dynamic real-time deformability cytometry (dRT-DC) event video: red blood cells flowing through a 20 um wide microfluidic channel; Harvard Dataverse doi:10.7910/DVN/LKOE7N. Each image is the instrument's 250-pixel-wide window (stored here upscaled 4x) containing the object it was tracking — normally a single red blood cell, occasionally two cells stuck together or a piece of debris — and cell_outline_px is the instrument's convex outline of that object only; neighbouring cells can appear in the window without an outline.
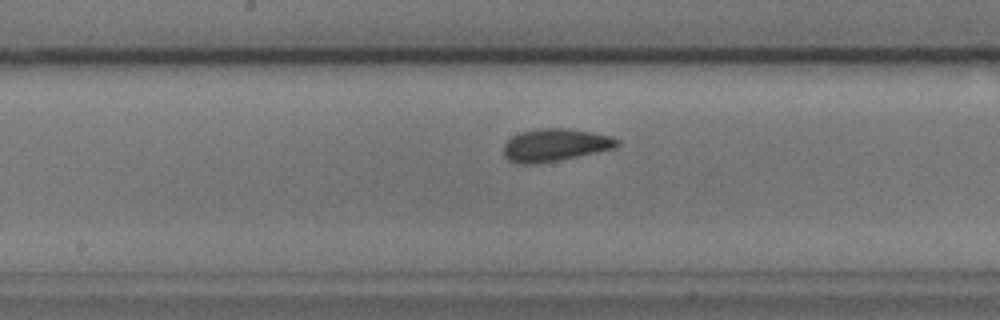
{"species": "common noctule bat (a hibernating species)", "species_latin": "Nyctalus noctula", "temperature_condition": "cold", "stored_images_in_passage": 37, "camera_frame_rate_fps": 3000, "um_per_image_px": 0.085, "animal": {"sex": "male", "body_mass_g": 17.9, "forearm_length_mm": 54.2}, "frame": {"image": 1, "passage_image": 11, "time_ms": 3.333, "image_size_px": [1000, 320], "cell_outline_px": [[620, 144], [616, 148], [556, 160], [532, 164], [520, 164], [508, 160], [504, 156], [504, 144], [512, 136], [520, 132], [540, 128], [564, 128], [592, 132], [608, 136], [620, 140]], "centroid_in_image_um": [47.16, 12.32], "position_along_channel_um": 201.0, "area_um2": 21.33}}
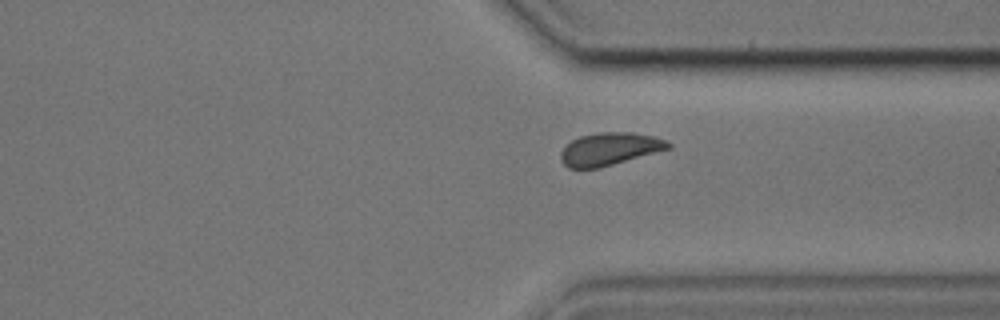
{"frame": {"image": 2, "passage_image": 24, "time_ms": 7.667, "image_size_px": [1000, 320], "cell_outline_px": [[672, 148], [600, 168], [568, 168], [560, 160], [560, 152], [572, 140], [580, 136], [596, 132], [632, 132], [652, 136], [664, 140], [672, 144]], "centroid_in_image_um": [51.81, 12.66], "position_along_channel_um": 359.6, "area_um2": 20.52}}
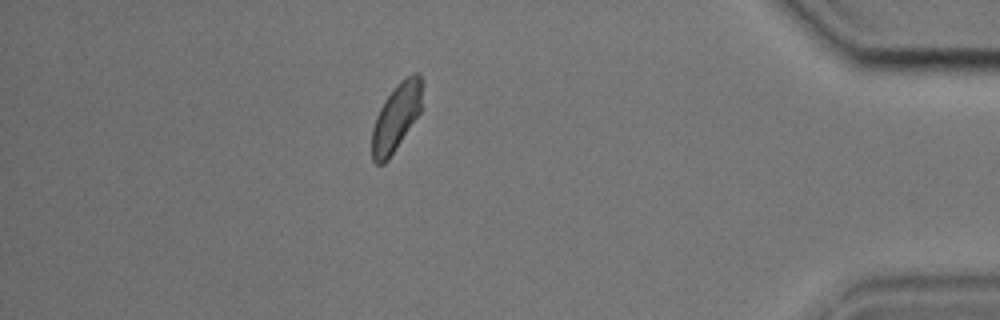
{"frame": {"image": 3, "passage_image": 31, "time_ms": 10.0, "image_size_px": [1000, 320], "cell_outline_px": [[420, 112], [388, 160], [384, 164], [376, 164], [372, 160], [372, 128], [376, 116], [384, 100], [396, 84], [400, 80], [416, 72], [420, 72]], "centroid_in_image_um": [33.63, 9.99], "position_along_channel_um": 401.6, "area_um2": 19.31}}